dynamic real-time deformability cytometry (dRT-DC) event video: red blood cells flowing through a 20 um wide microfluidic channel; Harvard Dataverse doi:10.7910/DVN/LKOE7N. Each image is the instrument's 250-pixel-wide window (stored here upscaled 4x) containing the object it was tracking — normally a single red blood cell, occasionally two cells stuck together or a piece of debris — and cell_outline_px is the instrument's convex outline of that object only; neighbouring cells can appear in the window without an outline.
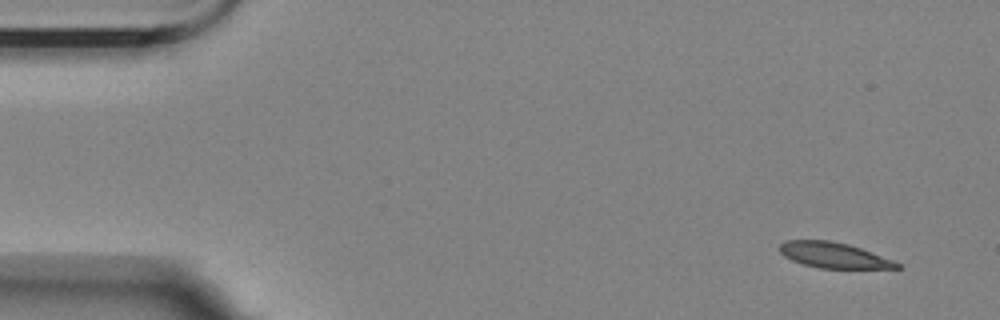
{"species": "Egyptian fruit bat (a non-hibernating species)", "species_latin": "Rousettus aegyptiacus", "temperature_condition": "room temperature", "stored_images_in_passage": 8, "camera_frame_rate_fps": 3000, "um_per_image_px": 0.085, "animal": {"sex": "female"}, "frame": {"image": 1, "passage_image": 1, "time_ms": 0.0, "image_size_px": [1000, 320], "cell_outline_px": [[904, 268], [820, 268], [804, 264], [792, 260], [784, 256], [776, 248], [780, 244], [788, 240], [828, 240], [848, 244], [860, 248], [892, 260], [900, 264]], "centroid_in_image_um": [70.82, 21.68], "position_along_channel_um": 14.2, "area_um2": 17.28}}
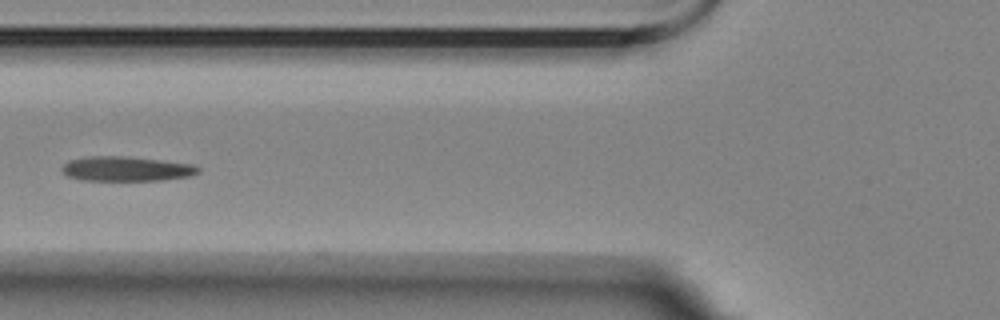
{"frame": {"image": 2, "passage_image": 5, "time_ms": 6.0, "image_size_px": [1000, 320], "cell_outline_px": [[200, 172], [188, 176], [164, 180], [80, 180], [68, 176], [60, 168], [68, 160], [88, 156], [128, 156], [192, 164], [200, 168]], "centroid_in_image_um": [10.72, 14.34], "position_along_channel_um": 115.1, "area_um2": 19.59}}
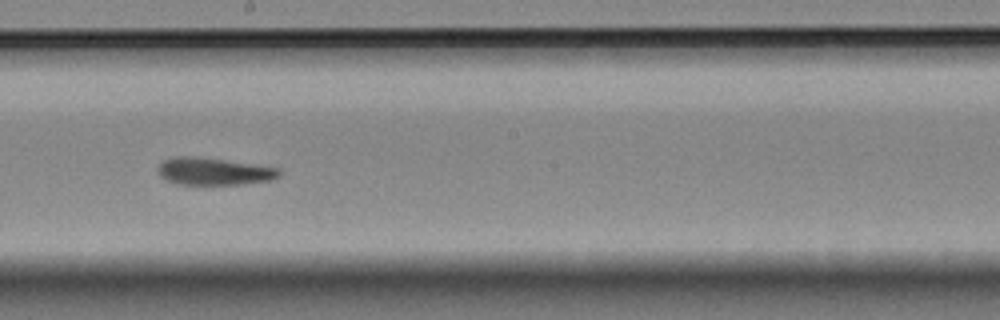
{"frame": {"image": 3, "passage_image": 8, "time_ms": 9.333, "image_size_px": [1000, 320], "cell_outline_px": [[280, 176], [272, 180], [240, 184], [176, 184], [160, 176], [160, 164], [164, 160], [176, 156], [188, 156], [224, 160], [280, 168]], "centroid_in_image_um": [18.21, 14.57], "position_along_channel_um": 230.0, "area_um2": 18.9}}